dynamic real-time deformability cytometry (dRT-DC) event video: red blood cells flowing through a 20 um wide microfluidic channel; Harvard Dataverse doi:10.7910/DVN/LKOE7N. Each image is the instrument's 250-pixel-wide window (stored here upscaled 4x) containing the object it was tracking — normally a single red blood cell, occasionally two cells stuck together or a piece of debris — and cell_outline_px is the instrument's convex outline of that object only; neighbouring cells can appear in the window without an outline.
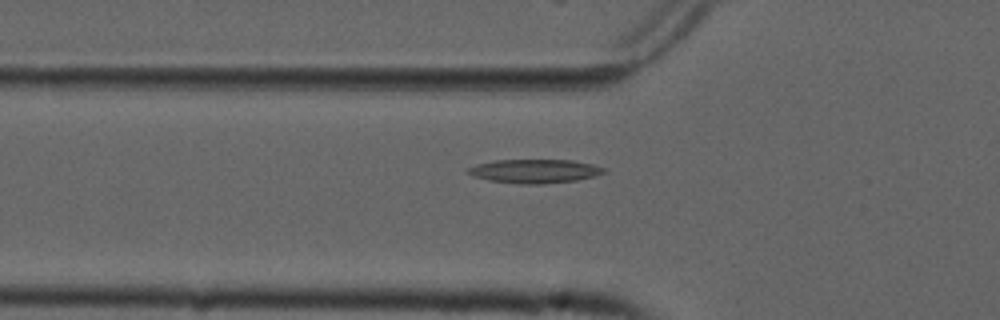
{"species": "common noctule bat (a hibernating species)", "species_latin": "Nyctalus noctula", "temperature_condition": "cold", "stored_images_in_passage": 38, "camera_frame_rate_fps": 3000, "um_per_image_px": 0.085, "animal": {"sex": "male", "forearm_length_mm": 52.5}, "frame": {"image": 1, "passage_image": 2, "time_ms": 0.333, "image_size_px": [1000, 320], "cell_outline_px": [[608, 172], [596, 176], [576, 180], [544, 184], [520, 184], [488, 180], [464, 172], [468, 168], [476, 164], [496, 160], [572, 160], [592, 164], [604, 168]], "centroid_in_image_um": [45.46, 14.55], "position_along_channel_um": 80.3, "area_um2": 18.9}}
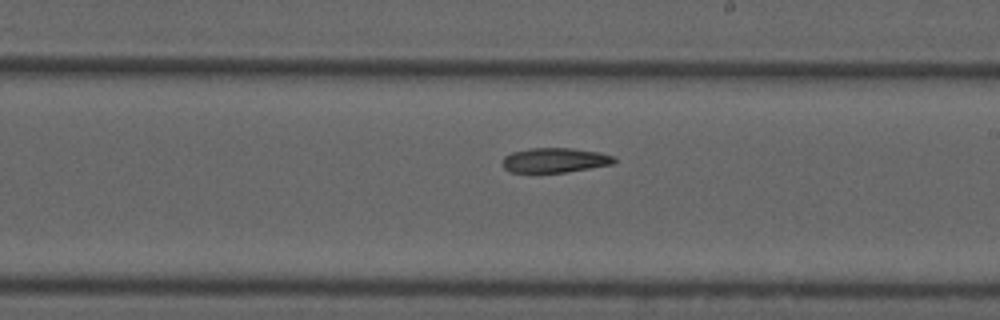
{"frame": {"image": 2, "passage_image": 15, "time_ms": 4.667, "image_size_px": [1000, 320], "cell_outline_px": [[616, 160], [612, 164], [564, 172], [508, 172], [504, 168], [504, 156], [512, 152], [528, 148], [572, 148], [600, 152], [612, 156]], "centroid_in_image_um": [47.14, 13.6], "position_along_channel_um": 241.9, "area_um2": 15.9}}
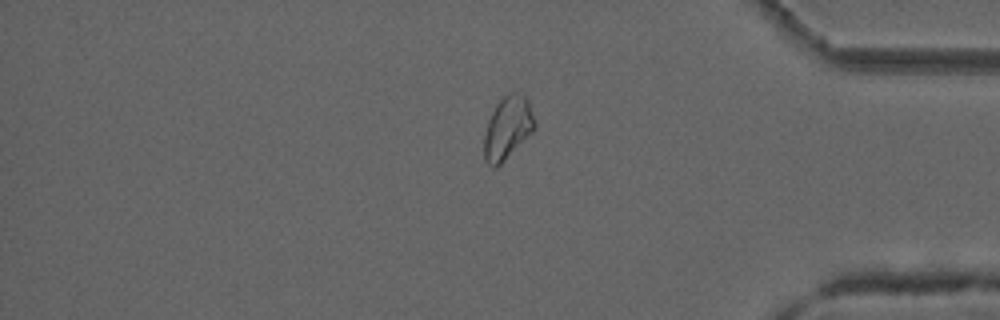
{"frame": {"image": 3, "passage_image": 29, "time_ms": 9.333, "image_size_px": [1000, 320], "cell_outline_px": [[536, 128], [496, 168], [492, 168], [484, 160], [484, 136], [488, 120], [496, 104], [508, 92], [516, 92], [524, 96], [528, 100], [536, 124]], "centroid_in_image_um": [43.13, 10.87], "position_along_channel_um": 392.1, "area_um2": 18.38}, "authors_computed_cell_mechanics": {"area_um2": 17.3111, "velocity_mm_per_s": 3.7261, "shape_relaxation_time_tau1_ms": 10.729, "shape_relaxation_time_tau2_ms": null, "deformation_change_tau1": 0.2287, "deformation_change_tau2": null}}